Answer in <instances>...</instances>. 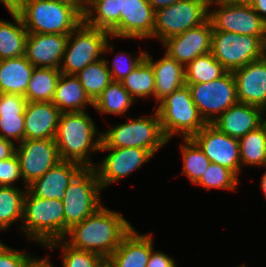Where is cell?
I'll return each instance as SVG.
<instances>
[{
	"instance_id": "cell-1",
	"label": "cell",
	"mask_w": 266,
	"mask_h": 267,
	"mask_svg": "<svg viewBox=\"0 0 266 267\" xmlns=\"http://www.w3.org/2000/svg\"><path fill=\"white\" fill-rule=\"evenodd\" d=\"M122 215L102 205L82 222L73 225L63 240L75 249L109 258L133 228Z\"/></svg>"
},
{
	"instance_id": "cell-2",
	"label": "cell",
	"mask_w": 266,
	"mask_h": 267,
	"mask_svg": "<svg viewBox=\"0 0 266 267\" xmlns=\"http://www.w3.org/2000/svg\"><path fill=\"white\" fill-rule=\"evenodd\" d=\"M101 135L86 111L61 112L54 137L60 159L95 167L91 156L99 152Z\"/></svg>"
},
{
	"instance_id": "cell-3",
	"label": "cell",
	"mask_w": 266,
	"mask_h": 267,
	"mask_svg": "<svg viewBox=\"0 0 266 267\" xmlns=\"http://www.w3.org/2000/svg\"><path fill=\"white\" fill-rule=\"evenodd\" d=\"M28 241L46 247L65 237L63 201L35 197L26 191L23 201V217L18 224Z\"/></svg>"
},
{
	"instance_id": "cell-4",
	"label": "cell",
	"mask_w": 266,
	"mask_h": 267,
	"mask_svg": "<svg viewBox=\"0 0 266 267\" xmlns=\"http://www.w3.org/2000/svg\"><path fill=\"white\" fill-rule=\"evenodd\" d=\"M16 12L28 33L69 34L83 21L72 5L53 0H24Z\"/></svg>"
},
{
	"instance_id": "cell-5",
	"label": "cell",
	"mask_w": 266,
	"mask_h": 267,
	"mask_svg": "<svg viewBox=\"0 0 266 267\" xmlns=\"http://www.w3.org/2000/svg\"><path fill=\"white\" fill-rule=\"evenodd\" d=\"M153 115L127 118V122L111 126L101 135L100 148H141L148 150L153 156L165 144H168L159 115L154 108Z\"/></svg>"
},
{
	"instance_id": "cell-6",
	"label": "cell",
	"mask_w": 266,
	"mask_h": 267,
	"mask_svg": "<svg viewBox=\"0 0 266 267\" xmlns=\"http://www.w3.org/2000/svg\"><path fill=\"white\" fill-rule=\"evenodd\" d=\"M154 108L168 141L176 134L181 135L182 139L192 138L207 124L194 104L186 84L166 96Z\"/></svg>"
},
{
	"instance_id": "cell-7",
	"label": "cell",
	"mask_w": 266,
	"mask_h": 267,
	"mask_svg": "<svg viewBox=\"0 0 266 267\" xmlns=\"http://www.w3.org/2000/svg\"><path fill=\"white\" fill-rule=\"evenodd\" d=\"M110 33L93 28L82 21L68 34L66 49L59 70L62 74L75 75L88 64L113 51L109 42Z\"/></svg>"
},
{
	"instance_id": "cell-8",
	"label": "cell",
	"mask_w": 266,
	"mask_h": 267,
	"mask_svg": "<svg viewBox=\"0 0 266 267\" xmlns=\"http://www.w3.org/2000/svg\"><path fill=\"white\" fill-rule=\"evenodd\" d=\"M102 190L94 167H84L73 178L62 199L65 235L73 225L82 222L102 206Z\"/></svg>"
},
{
	"instance_id": "cell-9",
	"label": "cell",
	"mask_w": 266,
	"mask_h": 267,
	"mask_svg": "<svg viewBox=\"0 0 266 267\" xmlns=\"http://www.w3.org/2000/svg\"><path fill=\"white\" fill-rule=\"evenodd\" d=\"M210 0H181L155 11L153 39L167 38L200 26L209 17Z\"/></svg>"
},
{
	"instance_id": "cell-10",
	"label": "cell",
	"mask_w": 266,
	"mask_h": 267,
	"mask_svg": "<svg viewBox=\"0 0 266 267\" xmlns=\"http://www.w3.org/2000/svg\"><path fill=\"white\" fill-rule=\"evenodd\" d=\"M211 53L227 71H234L264 56V41L258 36L212 31Z\"/></svg>"
},
{
	"instance_id": "cell-11",
	"label": "cell",
	"mask_w": 266,
	"mask_h": 267,
	"mask_svg": "<svg viewBox=\"0 0 266 267\" xmlns=\"http://www.w3.org/2000/svg\"><path fill=\"white\" fill-rule=\"evenodd\" d=\"M186 85L207 124H212L230 106L238 102L236 82L231 71L211 82Z\"/></svg>"
},
{
	"instance_id": "cell-12",
	"label": "cell",
	"mask_w": 266,
	"mask_h": 267,
	"mask_svg": "<svg viewBox=\"0 0 266 267\" xmlns=\"http://www.w3.org/2000/svg\"><path fill=\"white\" fill-rule=\"evenodd\" d=\"M213 5L215 8L212 7ZM210 8L214 9L210 10ZM208 19L213 30L258 36L263 41L266 39V22L253 10L251 5L210 0Z\"/></svg>"
},
{
	"instance_id": "cell-13",
	"label": "cell",
	"mask_w": 266,
	"mask_h": 267,
	"mask_svg": "<svg viewBox=\"0 0 266 267\" xmlns=\"http://www.w3.org/2000/svg\"><path fill=\"white\" fill-rule=\"evenodd\" d=\"M15 154L25 188L61 161L54 139H25L16 145Z\"/></svg>"
},
{
	"instance_id": "cell-14",
	"label": "cell",
	"mask_w": 266,
	"mask_h": 267,
	"mask_svg": "<svg viewBox=\"0 0 266 267\" xmlns=\"http://www.w3.org/2000/svg\"><path fill=\"white\" fill-rule=\"evenodd\" d=\"M100 151H109L94 167L103 190L133 174L153 157L148 150L141 148H99Z\"/></svg>"
},
{
	"instance_id": "cell-15",
	"label": "cell",
	"mask_w": 266,
	"mask_h": 267,
	"mask_svg": "<svg viewBox=\"0 0 266 267\" xmlns=\"http://www.w3.org/2000/svg\"><path fill=\"white\" fill-rule=\"evenodd\" d=\"M192 139L212 163L228 168L239 178L242 169L239 139L222 133L212 124H206Z\"/></svg>"
},
{
	"instance_id": "cell-16",
	"label": "cell",
	"mask_w": 266,
	"mask_h": 267,
	"mask_svg": "<svg viewBox=\"0 0 266 267\" xmlns=\"http://www.w3.org/2000/svg\"><path fill=\"white\" fill-rule=\"evenodd\" d=\"M120 23L111 38L153 39L155 11L147 0H118Z\"/></svg>"
},
{
	"instance_id": "cell-17",
	"label": "cell",
	"mask_w": 266,
	"mask_h": 267,
	"mask_svg": "<svg viewBox=\"0 0 266 267\" xmlns=\"http://www.w3.org/2000/svg\"><path fill=\"white\" fill-rule=\"evenodd\" d=\"M212 31L213 28L208 19L200 26L167 38L162 46L166 49L165 53L185 67L196 57L211 52Z\"/></svg>"
},
{
	"instance_id": "cell-18",
	"label": "cell",
	"mask_w": 266,
	"mask_h": 267,
	"mask_svg": "<svg viewBox=\"0 0 266 267\" xmlns=\"http://www.w3.org/2000/svg\"><path fill=\"white\" fill-rule=\"evenodd\" d=\"M238 102L266 111V56L232 71Z\"/></svg>"
},
{
	"instance_id": "cell-19",
	"label": "cell",
	"mask_w": 266,
	"mask_h": 267,
	"mask_svg": "<svg viewBox=\"0 0 266 267\" xmlns=\"http://www.w3.org/2000/svg\"><path fill=\"white\" fill-rule=\"evenodd\" d=\"M67 41L68 34L28 33L25 57L34 67L59 69Z\"/></svg>"
},
{
	"instance_id": "cell-20",
	"label": "cell",
	"mask_w": 266,
	"mask_h": 267,
	"mask_svg": "<svg viewBox=\"0 0 266 267\" xmlns=\"http://www.w3.org/2000/svg\"><path fill=\"white\" fill-rule=\"evenodd\" d=\"M83 168L79 163L61 160L27 185V191L35 197L62 200L70 182Z\"/></svg>"
},
{
	"instance_id": "cell-21",
	"label": "cell",
	"mask_w": 266,
	"mask_h": 267,
	"mask_svg": "<svg viewBox=\"0 0 266 267\" xmlns=\"http://www.w3.org/2000/svg\"><path fill=\"white\" fill-rule=\"evenodd\" d=\"M266 111L246 103L237 102L230 106L212 123L219 131L240 139L264 123Z\"/></svg>"
},
{
	"instance_id": "cell-22",
	"label": "cell",
	"mask_w": 266,
	"mask_h": 267,
	"mask_svg": "<svg viewBox=\"0 0 266 267\" xmlns=\"http://www.w3.org/2000/svg\"><path fill=\"white\" fill-rule=\"evenodd\" d=\"M61 111L52 102H27L25 139H54Z\"/></svg>"
},
{
	"instance_id": "cell-23",
	"label": "cell",
	"mask_w": 266,
	"mask_h": 267,
	"mask_svg": "<svg viewBox=\"0 0 266 267\" xmlns=\"http://www.w3.org/2000/svg\"><path fill=\"white\" fill-rule=\"evenodd\" d=\"M154 244L152 234H141L133 227L109 259L116 267H147Z\"/></svg>"
},
{
	"instance_id": "cell-24",
	"label": "cell",
	"mask_w": 266,
	"mask_h": 267,
	"mask_svg": "<svg viewBox=\"0 0 266 267\" xmlns=\"http://www.w3.org/2000/svg\"><path fill=\"white\" fill-rule=\"evenodd\" d=\"M27 102L20 94L0 93V137L16 145L24 140Z\"/></svg>"
},
{
	"instance_id": "cell-25",
	"label": "cell",
	"mask_w": 266,
	"mask_h": 267,
	"mask_svg": "<svg viewBox=\"0 0 266 267\" xmlns=\"http://www.w3.org/2000/svg\"><path fill=\"white\" fill-rule=\"evenodd\" d=\"M145 59L151 64L155 75V99L158 104L166 96L170 95L185 85V67L167 53L161 59L154 61L147 53Z\"/></svg>"
},
{
	"instance_id": "cell-26",
	"label": "cell",
	"mask_w": 266,
	"mask_h": 267,
	"mask_svg": "<svg viewBox=\"0 0 266 267\" xmlns=\"http://www.w3.org/2000/svg\"><path fill=\"white\" fill-rule=\"evenodd\" d=\"M52 103L61 112H83L88 105L94 107V102L86 94L79 79L75 75L62 73Z\"/></svg>"
},
{
	"instance_id": "cell-27",
	"label": "cell",
	"mask_w": 266,
	"mask_h": 267,
	"mask_svg": "<svg viewBox=\"0 0 266 267\" xmlns=\"http://www.w3.org/2000/svg\"><path fill=\"white\" fill-rule=\"evenodd\" d=\"M34 68L25 56L0 60V93L24 96Z\"/></svg>"
},
{
	"instance_id": "cell-28",
	"label": "cell",
	"mask_w": 266,
	"mask_h": 267,
	"mask_svg": "<svg viewBox=\"0 0 266 267\" xmlns=\"http://www.w3.org/2000/svg\"><path fill=\"white\" fill-rule=\"evenodd\" d=\"M13 22L0 19V60L25 56L28 35L17 12H9Z\"/></svg>"
},
{
	"instance_id": "cell-29",
	"label": "cell",
	"mask_w": 266,
	"mask_h": 267,
	"mask_svg": "<svg viewBox=\"0 0 266 267\" xmlns=\"http://www.w3.org/2000/svg\"><path fill=\"white\" fill-rule=\"evenodd\" d=\"M121 12L118 0H89L83 21L90 27L109 33L120 23Z\"/></svg>"
},
{
	"instance_id": "cell-30",
	"label": "cell",
	"mask_w": 266,
	"mask_h": 267,
	"mask_svg": "<svg viewBox=\"0 0 266 267\" xmlns=\"http://www.w3.org/2000/svg\"><path fill=\"white\" fill-rule=\"evenodd\" d=\"M61 71L35 67L24 95L28 102H52Z\"/></svg>"
},
{
	"instance_id": "cell-31",
	"label": "cell",
	"mask_w": 266,
	"mask_h": 267,
	"mask_svg": "<svg viewBox=\"0 0 266 267\" xmlns=\"http://www.w3.org/2000/svg\"><path fill=\"white\" fill-rule=\"evenodd\" d=\"M241 166L266 167V125L250 131L239 139Z\"/></svg>"
},
{
	"instance_id": "cell-32",
	"label": "cell",
	"mask_w": 266,
	"mask_h": 267,
	"mask_svg": "<svg viewBox=\"0 0 266 267\" xmlns=\"http://www.w3.org/2000/svg\"><path fill=\"white\" fill-rule=\"evenodd\" d=\"M136 101L121 82L112 81L94 102V109L103 114L125 115Z\"/></svg>"
},
{
	"instance_id": "cell-33",
	"label": "cell",
	"mask_w": 266,
	"mask_h": 267,
	"mask_svg": "<svg viewBox=\"0 0 266 267\" xmlns=\"http://www.w3.org/2000/svg\"><path fill=\"white\" fill-rule=\"evenodd\" d=\"M75 76L79 79L86 94L95 102L103 90L112 82L111 73L103 58L88 64Z\"/></svg>"
},
{
	"instance_id": "cell-34",
	"label": "cell",
	"mask_w": 266,
	"mask_h": 267,
	"mask_svg": "<svg viewBox=\"0 0 266 267\" xmlns=\"http://www.w3.org/2000/svg\"><path fill=\"white\" fill-rule=\"evenodd\" d=\"M121 83L134 100L150 96L155 98V75L151 64L145 58Z\"/></svg>"
},
{
	"instance_id": "cell-35",
	"label": "cell",
	"mask_w": 266,
	"mask_h": 267,
	"mask_svg": "<svg viewBox=\"0 0 266 267\" xmlns=\"http://www.w3.org/2000/svg\"><path fill=\"white\" fill-rule=\"evenodd\" d=\"M27 188L0 186V231H6L12 223L22 222L23 201Z\"/></svg>"
},
{
	"instance_id": "cell-36",
	"label": "cell",
	"mask_w": 266,
	"mask_h": 267,
	"mask_svg": "<svg viewBox=\"0 0 266 267\" xmlns=\"http://www.w3.org/2000/svg\"><path fill=\"white\" fill-rule=\"evenodd\" d=\"M226 72L227 70L213 57V54L210 52L196 57L185 66V83L198 84L211 82L220 78Z\"/></svg>"
},
{
	"instance_id": "cell-37",
	"label": "cell",
	"mask_w": 266,
	"mask_h": 267,
	"mask_svg": "<svg viewBox=\"0 0 266 267\" xmlns=\"http://www.w3.org/2000/svg\"><path fill=\"white\" fill-rule=\"evenodd\" d=\"M180 152L182 155V174L191 184H195L205 172L211 161L192 138H183Z\"/></svg>"
},
{
	"instance_id": "cell-38",
	"label": "cell",
	"mask_w": 266,
	"mask_h": 267,
	"mask_svg": "<svg viewBox=\"0 0 266 267\" xmlns=\"http://www.w3.org/2000/svg\"><path fill=\"white\" fill-rule=\"evenodd\" d=\"M239 178L228 168L210 163L201 178L194 184L209 191L210 189L236 190Z\"/></svg>"
},
{
	"instance_id": "cell-39",
	"label": "cell",
	"mask_w": 266,
	"mask_h": 267,
	"mask_svg": "<svg viewBox=\"0 0 266 267\" xmlns=\"http://www.w3.org/2000/svg\"><path fill=\"white\" fill-rule=\"evenodd\" d=\"M62 249V266L63 267H97L99 263L104 259L101 255L75 249L68 245L63 239L51 242L45 248L46 249Z\"/></svg>"
},
{
	"instance_id": "cell-40",
	"label": "cell",
	"mask_w": 266,
	"mask_h": 267,
	"mask_svg": "<svg viewBox=\"0 0 266 267\" xmlns=\"http://www.w3.org/2000/svg\"><path fill=\"white\" fill-rule=\"evenodd\" d=\"M146 52L141 50L138 52L137 56H132L129 52H118L116 56L113 59V62L111 65H109V62L105 59L108 69L111 73L112 81H123L126 76L132 72L136 66L145 58ZM110 66V67H109Z\"/></svg>"
},
{
	"instance_id": "cell-41",
	"label": "cell",
	"mask_w": 266,
	"mask_h": 267,
	"mask_svg": "<svg viewBox=\"0 0 266 267\" xmlns=\"http://www.w3.org/2000/svg\"><path fill=\"white\" fill-rule=\"evenodd\" d=\"M37 257L0 244V267H28Z\"/></svg>"
},
{
	"instance_id": "cell-42",
	"label": "cell",
	"mask_w": 266,
	"mask_h": 267,
	"mask_svg": "<svg viewBox=\"0 0 266 267\" xmlns=\"http://www.w3.org/2000/svg\"><path fill=\"white\" fill-rule=\"evenodd\" d=\"M19 179H22V176L17 155L0 160V186L16 187L15 182Z\"/></svg>"
},
{
	"instance_id": "cell-43",
	"label": "cell",
	"mask_w": 266,
	"mask_h": 267,
	"mask_svg": "<svg viewBox=\"0 0 266 267\" xmlns=\"http://www.w3.org/2000/svg\"><path fill=\"white\" fill-rule=\"evenodd\" d=\"M175 260L162 251L152 250L147 267H176Z\"/></svg>"
},
{
	"instance_id": "cell-44",
	"label": "cell",
	"mask_w": 266,
	"mask_h": 267,
	"mask_svg": "<svg viewBox=\"0 0 266 267\" xmlns=\"http://www.w3.org/2000/svg\"><path fill=\"white\" fill-rule=\"evenodd\" d=\"M16 144L0 137V160L9 159L15 154Z\"/></svg>"
},
{
	"instance_id": "cell-45",
	"label": "cell",
	"mask_w": 266,
	"mask_h": 267,
	"mask_svg": "<svg viewBox=\"0 0 266 267\" xmlns=\"http://www.w3.org/2000/svg\"><path fill=\"white\" fill-rule=\"evenodd\" d=\"M58 2H63L72 5L82 16L85 13L87 1L86 0H53Z\"/></svg>"
},
{
	"instance_id": "cell-46",
	"label": "cell",
	"mask_w": 266,
	"mask_h": 267,
	"mask_svg": "<svg viewBox=\"0 0 266 267\" xmlns=\"http://www.w3.org/2000/svg\"><path fill=\"white\" fill-rule=\"evenodd\" d=\"M251 7L266 22V0H255Z\"/></svg>"
},
{
	"instance_id": "cell-47",
	"label": "cell",
	"mask_w": 266,
	"mask_h": 267,
	"mask_svg": "<svg viewBox=\"0 0 266 267\" xmlns=\"http://www.w3.org/2000/svg\"><path fill=\"white\" fill-rule=\"evenodd\" d=\"M154 11L173 5L181 0H147Z\"/></svg>"
},
{
	"instance_id": "cell-48",
	"label": "cell",
	"mask_w": 266,
	"mask_h": 267,
	"mask_svg": "<svg viewBox=\"0 0 266 267\" xmlns=\"http://www.w3.org/2000/svg\"><path fill=\"white\" fill-rule=\"evenodd\" d=\"M24 0H0L8 12H16L23 4Z\"/></svg>"
},
{
	"instance_id": "cell-49",
	"label": "cell",
	"mask_w": 266,
	"mask_h": 267,
	"mask_svg": "<svg viewBox=\"0 0 266 267\" xmlns=\"http://www.w3.org/2000/svg\"><path fill=\"white\" fill-rule=\"evenodd\" d=\"M53 263H51L49 256L44 257V258H37V267H54V265H52Z\"/></svg>"
},
{
	"instance_id": "cell-50",
	"label": "cell",
	"mask_w": 266,
	"mask_h": 267,
	"mask_svg": "<svg viewBox=\"0 0 266 267\" xmlns=\"http://www.w3.org/2000/svg\"><path fill=\"white\" fill-rule=\"evenodd\" d=\"M230 4L251 5L255 0H223Z\"/></svg>"
},
{
	"instance_id": "cell-51",
	"label": "cell",
	"mask_w": 266,
	"mask_h": 267,
	"mask_svg": "<svg viewBox=\"0 0 266 267\" xmlns=\"http://www.w3.org/2000/svg\"><path fill=\"white\" fill-rule=\"evenodd\" d=\"M260 181H261L260 187H261V190L264 193V197L266 199V171L263 173Z\"/></svg>"
},
{
	"instance_id": "cell-52",
	"label": "cell",
	"mask_w": 266,
	"mask_h": 267,
	"mask_svg": "<svg viewBox=\"0 0 266 267\" xmlns=\"http://www.w3.org/2000/svg\"><path fill=\"white\" fill-rule=\"evenodd\" d=\"M97 267H116L109 258H104Z\"/></svg>"
},
{
	"instance_id": "cell-53",
	"label": "cell",
	"mask_w": 266,
	"mask_h": 267,
	"mask_svg": "<svg viewBox=\"0 0 266 267\" xmlns=\"http://www.w3.org/2000/svg\"><path fill=\"white\" fill-rule=\"evenodd\" d=\"M28 267H37V258Z\"/></svg>"
},
{
	"instance_id": "cell-54",
	"label": "cell",
	"mask_w": 266,
	"mask_h": 267,
	"mask_svg": "<svg viewBox=\"0 0 266 267\" xmlns=\"http://www.w3.org/2000/svg\"><path fill=\"white\" fill-rule=\"evenodd\" d=\"M264 55L266 56V39L264 41Z\"/></svg>"
},
{
	"instance_id": "cell-55",
	"label": "cell",
	"mask_w": 266,
	"mask_h": 267,
	"mask_svg": "<svg viewBox=\"0 0 266 267\" xmlns=\"http://www.w3.org/2000/svg\"><path fill=\"white\" fill-rule=\"evenodd\" d=\"M237 267H246V265L242 264V265H239V266H237Z\"/></svg>"
}]
</instances>
